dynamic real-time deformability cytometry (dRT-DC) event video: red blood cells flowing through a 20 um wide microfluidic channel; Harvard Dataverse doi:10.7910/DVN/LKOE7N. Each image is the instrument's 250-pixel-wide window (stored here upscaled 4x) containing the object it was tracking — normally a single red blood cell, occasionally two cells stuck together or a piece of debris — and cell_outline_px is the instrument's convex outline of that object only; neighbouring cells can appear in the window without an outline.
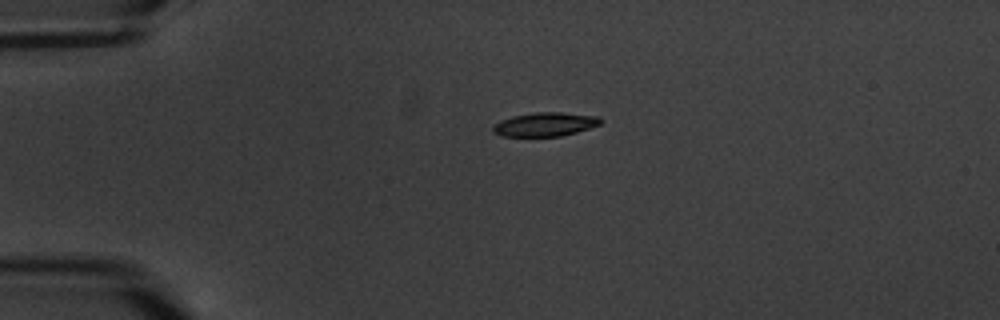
{"species": "common noctule bat (a hibernating species)", "species_latin": "Nyctalus noctula", "temperature_condition": "warm", "stored_images_in_passage": 2, "camera_frame_rate_fps": 3000, "um_per_image_px": 0.085, "animal": {"sex": "male", "body_mass_g": 20.1, "forearm_length_mm": 53.5}, "frame": {"image": 1, "passage_image": 1, "time_ms": 0.0, "image_size_px": [1000, 320], "cell_outline_px": [[604, 120], [600, 124], [576, 132], [560, 136], [500, 136], [492, 132], [492, 128], [500, 120], [512, 116], [532, 112], [560, 112], [600, 116]], "centroid_in_image_um": [46.33, 10.56], "position_along_channel_um": 38.7, "area_um2": 15.03}}